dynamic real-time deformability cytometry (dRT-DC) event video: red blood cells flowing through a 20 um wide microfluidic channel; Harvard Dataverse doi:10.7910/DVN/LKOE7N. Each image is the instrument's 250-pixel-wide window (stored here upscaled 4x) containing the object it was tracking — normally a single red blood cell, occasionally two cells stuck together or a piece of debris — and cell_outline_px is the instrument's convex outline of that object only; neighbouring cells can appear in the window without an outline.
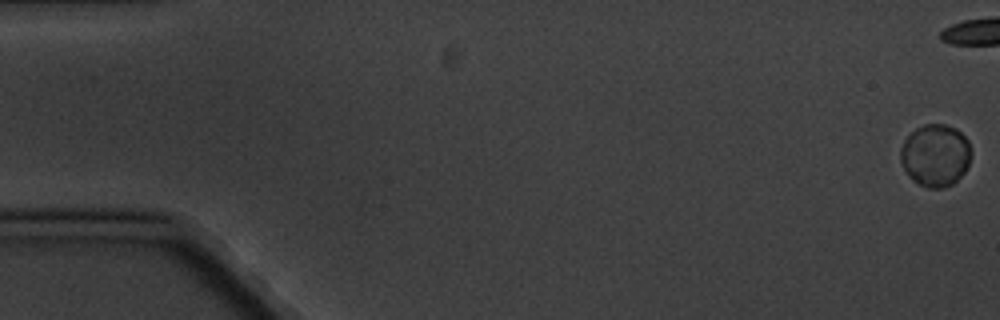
{"species": "common noctule bat (a hibernating species)", "species_latin": "Nyctalus noctula", "temperature_condition": "cold", "stored_images_in_passage": 7, "camera_frame_rate_fps": 3000, "um_per_image_px": 0.085, "animal": {"sex": "male", "body_mass_g": 20.1, "forearm_length_mm": 53.5}, "frame": {"image": 1, "passage_image": 1, "time_ms": 0.0, "image_size_px": [1000, 320], "cell_outline_px": [[972, 152], [968, 164], [964, 172], [952, 184], [944, 188], [928, 188], [912, 180], [908, 176], [900, 160], [900, 148], [904, 140], [916, 128], [924, 124], [944, 124], [956, 128], [968, 140]], "centroid_in_image_um": [79.5, 13.2], "position_along_channel_um": 5.5, "area_um2": 25.72}}